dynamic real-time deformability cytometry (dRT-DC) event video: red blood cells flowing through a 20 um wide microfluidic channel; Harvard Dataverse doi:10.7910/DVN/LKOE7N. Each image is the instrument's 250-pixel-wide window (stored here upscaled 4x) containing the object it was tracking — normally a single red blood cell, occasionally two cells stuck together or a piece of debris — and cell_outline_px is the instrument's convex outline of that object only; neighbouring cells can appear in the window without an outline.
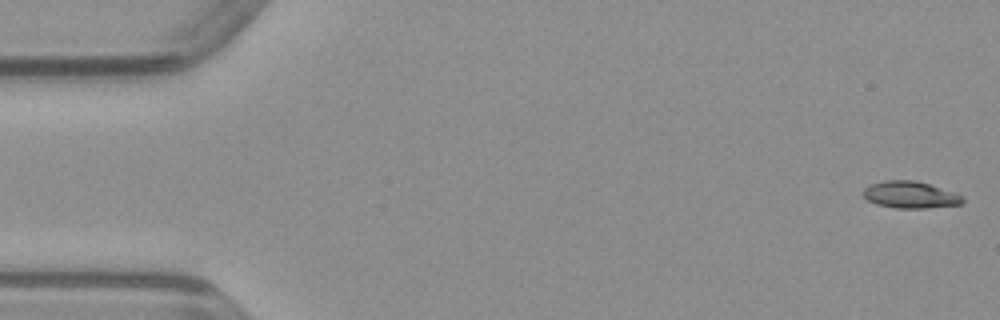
{"species": "common noctule bat (a hibernating species)", "species_latin": "Nyctalus noctula", "temperature_condition": "warm", "stored_images_in_passage": 49, "camera_frame_rate_fps": 3000, "um_per_image_px": 0.085, "animal": {"sex": "male", "body_mass_g": 23.1, "forearm_length_mm": 52.7}, "frame": {"image": 1, "passage_image": 1, "time_ms": 0.0, "image_size_px": [1000, 320], "cell_outline_px": [[964, 200], [960, 204], [924, 208], [896, 208], [876, 204], [868, 200], [864, 196], [864, 188], [872, 184], [884, 180], [916, 180], [956, 192], [964, 196]], "centroid_in_image_um": [77.4, 16.55], "position_along_channel_um": 7.6, "area_um2": 15.55}}
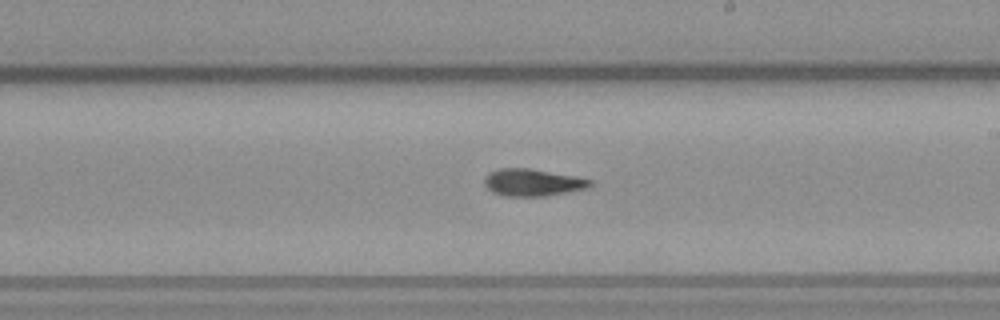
{"frame": {"image": 2, "passage_image": 28, "time_ms": 9.0, "image_size_px": [1000, 320], "cell_outline_px": [[592, 184], [588, 188], [544, 196], [504, 196], [492, 192], [484, 184], [484, 176], [488, 172], [500, 168], [528, 168], [572, 176], [592, 180]], "centroid_in_image_um": [45.21, 15.51], "position_along_channel_um": 243.8, "area_um2": 16.59}}
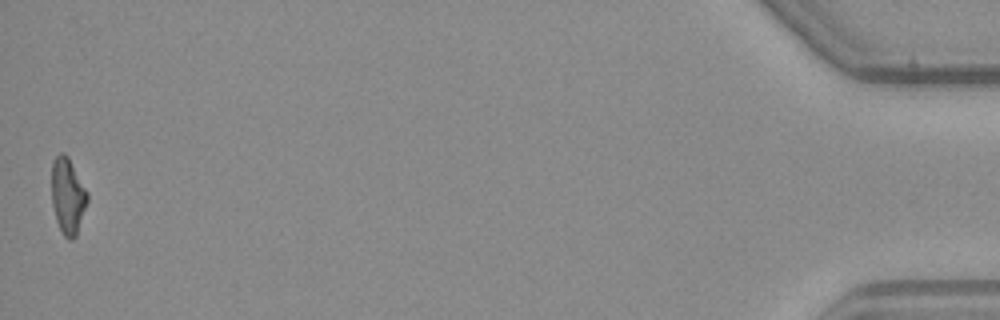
{"frame": {"image": 3, "passage_image": 49, "time_ms": 16.0, "image_size_px": [1000, 320], "cell_outline_px": [[88, 200], [76, 236], [72, 240], [68, 240], [64, 236], [56, 220], [52, 204], [52, 160], [60, 152], [64, 152], [68, 156], [88, 192]], "centroid_in_image_um": [5.76, 16.64], "position_along_channel_um": 429.4, "area_um2": 15.9}}